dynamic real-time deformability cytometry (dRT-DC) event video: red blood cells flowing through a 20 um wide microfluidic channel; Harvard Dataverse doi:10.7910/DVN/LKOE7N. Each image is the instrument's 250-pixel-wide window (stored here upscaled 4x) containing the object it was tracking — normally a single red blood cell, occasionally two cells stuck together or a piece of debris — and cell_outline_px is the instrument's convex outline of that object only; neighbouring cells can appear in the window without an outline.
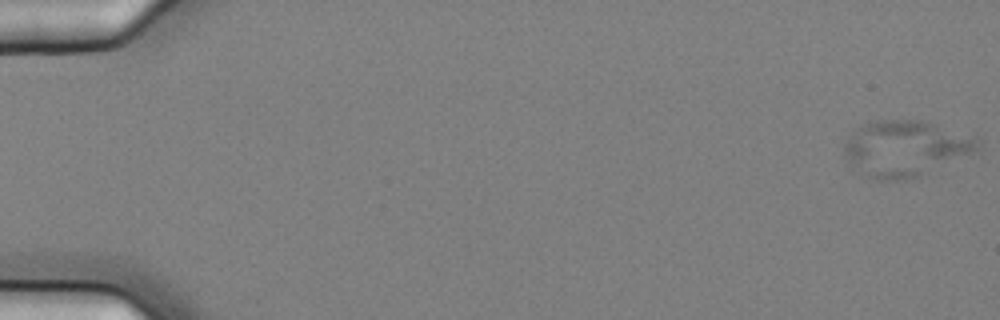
{"species": "common noctule bat (a hibernating species)", "species_latin": "Nyctalus noctula", "temperature_condition": "cold", "stored_images_in_passage": 6, "camera_frame_rate_fps": 3000, "um_per_image_px": 0.085, "animal": {"sex": "female", "body_mass_g": 25.1}, "frame": {"image": 1, "passage_image": 1, "time_ms": 0.0, "image_size_px": [1000, 320], "cell_outline_px": [[984, 140], [980, 152], [920, 176], [904, 180], [876, 180], [860, 176], [848, 164], [844, 152], [844, 144], [848, 136], [860, 124], [876, 120], [920, 120], [936, 124], [976, 136]], "centroid_in_image_um": [77.0, 12.63], "position_along_channel_um": 8.0, "area_um2": 44.97}}
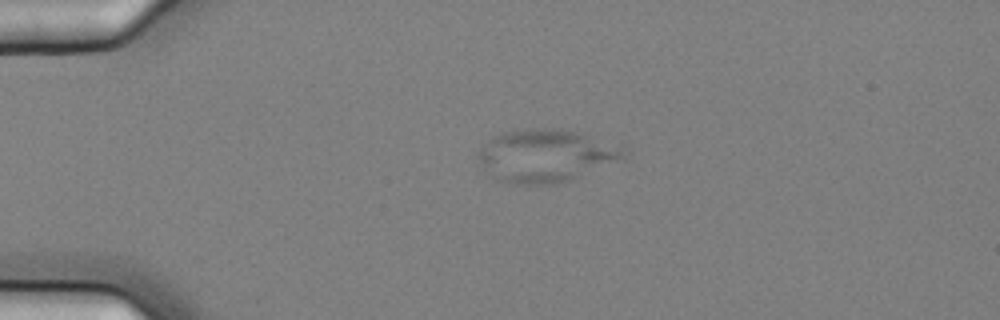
{"frame": {"image": 2, "passage_image": 5, "time_ms": 1.333, "image_size_px": [1000, 320], "cell_outline_px": [[628, 156], [624, 160], [560, 184], [516, 184], [496, 180], [476, 160], [476, 152], [492, 136], [504, 132], [532, 128], [556, 128], [572, 132], [628, 148]], "centroid_in_image_um": [46.39, 13.26], "position_along_channel_um": 38.6, "area_um2": 45.03}}